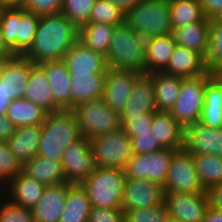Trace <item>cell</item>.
Segmentation results:
<instances>
[{
  "instance_id": "6da1fadb",
  "label": "cell",
  "mask_w": 222,
  "mask_h": 222,
  "mask_svg": "<svg viewBox=\"0 0 222 222\" xmlns=\"http://www.w3.org/2000/svg\"><path fill=\"white\" fill-rule=\"evenodd\" d=\"M79 35L80 29L63 14L41 15L34 41L23 56L33 64L63 60Z\"/></svg>"
},
{
  "instance_id": "7a4b0ae2",
  "label": "cell",
  "mask_w": 222,
  "mask_h": 222,
  "mask_svg": "<svg viewBox=\"0 0 222 222\" xmlns=\"http://www.w3.org/2000/svg\"><path fill=\"white\" fill-rule=\"evenodd\" d=\"M42 135L37 154L61 161L64 149L82 135L72 110H61L46 115L41 124Z\"/></svg>"
},
{
  "instance_id": "3957f363",
  "label": "cell",
  "mask_w": 222,
  "mask_h": 222,
  "mask_svg": "<svg viewBox=\"0 0 222 222\" xmlns=\"http://www.w3.org/2000/svg\"><path fill=\"white\" fill-rule=\"evenodd\" d=\"M145 44L146 38L125 23L115 26L105 56L107 67L145 74Z\"/></svg>"
},
{
  "instance_id": "277c9868",
  "label": "cell",
  "mask_w": 222,
  "mask_h": 222,
  "mask_svg": "<svg viewBox=\"0 0 222 222\" xmlns=\"http://www.w3.org/2000/svg\"><path fill=\"white\" fill-rule=\"evenodd\" d=\"M40 16L23 7H0V32L14 55L23 56L31 47Z\"/></svg>"
},
{
  "instance_id": "5b68a950",
  "label": "cell",
  "mask_w": 222,
  "mask_h": 222,
  "mask_svg": "<svg viewBox=\"0 0 222 222\" xmlns=\"http://www.w3.org/2000/svg\"><path fill=\"white\" fill-rule=\"evenodd\" d=\"M125 181L124 168L97 167L79 184L86 191L91 207L121 208Z\"/></svg>"
},
{
  "instance_id": "8992f818",
  "label": "cell",
  "mask_w": 222,
  "mask_h": 222,
  "mask_svg": "<svg viewBox=\"0 0 222 222\" xmlns=\"http://www.w3.org/2000/svg\"><path fill=\"white\" fill-rule=\"evenodd\" d=\"M124 23L145 38L172 33L169 0H143L125 13Z\"/></svg>"
},
{
  "instance_id": "52a82bcc",
  "label": "cell",
  "mask_w": 222,
  "mask_h": 222,
  "mask_svg": "<svg viewBox=\"0 0 222 222\" xmlns=\"http://www.w3.org/2000/svg\"><path fill=\"white\" fill-rule=\"evenodd\" d=\"M82 136L89 140L121 127L119 113L102 99L79 103L72 109Z\"/></svg>"
},
{
  "instance_id": "ba28073f",
  "label": "cell",
  "mask_w": 222,
  "mask_h": 222,
  "mask_svg": "<svg viewBox=\"0 0 222 222\" xmlns=\"http://www.w3.org/2000/svg\"><path fill=\"white\" fill-rule=\"evenodd\" d=\"M209 78L208 72L195 77L182 78L179 97L169 113L183 129L199 122L204 105L206 82Z\"/></svg>"
},
{
  "instance_id": "9c48e42d",
  "label": "cell",
  "mask_w": 222,
  "mask_h": 222,
  "mask_svg": "<svg viewBox=\"0 0 222 222\" xmlns=\"http://www.w3.org/2000/svg\"><path fill=\"white\" fill-rule=\"evenodd\" d=\"M90 146L96 167L124 168L133 155L131 138L122 127L91 138Z\"/></svg>"
},
{
  "instance_id": "30bf717a",
  "label": "cell",
  "mask_w": 222,
  "mask_h": 222,
  "mask_svg": "<svg viewBox=\"0 0 222 222\" xmlns=\"http://www.w3.org/2000/svg\"><path fill=\"white\" fill-rule=\"evenodd\" d=\"M163 191L164 194L205 191L194 167L192 154L184 148L175 150L172 154Z\"/></svg>"
},
{
  "instance_id": "8fae6325",
  "label": "cell",
  "mask_w": 222,
  "mask_h": 222,
  "mask_svg": "<svg viewBox=\"0 0 222 222\" xmlns=\"http://www.w3.org/2000/svg\"><path fill=\"white\" fill-rule=\"evenodd\" d=\"M175 150L163 148L147 154H133L124 167L126 179H148L164 186Z\"/></svg>"
},
{
  "instance_id": "7c38bea8",
  "label": "cell",
  "mask_w": 222,
  "mask_h": 222,
  "mask_svg": "<svg viewBox=\"0 0 222 222\" xmlns=\"http://www.w3.org/2000/svg\"><path fill=\"white\" fill-rule=\"evenodd\" d=\"M65 180L79 184L97 168L90 140L84 136L69 144L61 159Z\"/></svg>"
},
{
  "instance_id": "4fadbf2b",
  "label": "cell",
  "mask_w": 222,
  "mask_h": 222,
  "mask_svg": "<svg viewBox=\"0 0 222 222\" xmlns=\"http://www.w3.org/2000/svg\"><path fill=\"white\" fill-rule=\"evenodd\" d=\"M168 217L179 222H201L209 207L206 190L195 193L164 194Z\"/></svg>"
},
{
  "instance_id": "5bb4252c",
  "label": "cell",
  "mask_w": 222,
  "mask_h": 222,
  "mask_svg": "<svg viewBox=\"0 0 222 222\" xmlns=\"http://www.w3.org/2000/svg\"><path fill=\"white\" fill-rule=\"evenodd\" d=\"M155 111L152 73L140 74L133 83L128 101L119 113L121 127L132 117L143 116L145 113H154Z\"/></svg>"
},
{
  "instance_id": "9a60e30c",
  "label": "cell",
  "mask_w": 222,
  "mask_h": 222,
  "mask_svg": "<svg viewBox=\"0 0 222 222\" xmlns=\"http://www.w3.org/2000/svg\"><path fill=\"white\" fill-rule=\"evenodd\" d=\"M164 202L163 187L148 179H126L122 206L123 210L151 208Z\"/></svg>"
},
{
  "instance_id": "2e32d148",
  "label": "cell",
  "mask_w": 222,
  "mask_h": 222,
  "mask_svg": "<svg viewBox=\"0 0 222 222\" xmlns=\"http://www.w3.org/2000/svg\"><path fill=\"white\" fill-rule=\"evenodd\" d=\"M139 75L133 71L107 68L102 100L113 111L120 113L128 101L133 83Z\"/></svg>"
},
{
  "instance_id": "e0dca14e",
  "label": "cell",
  "mask_w": 222,
  "mask_h": 222,
  "mask_svg": "<svg viewBox=\"0 0 222 222\" xmlns=\"http://www.w3.org/2000/svg\"><path fill=\"white\" fill-rule=\"evenodd\" d=\"M72 182L47 186L39 201L31 208L34 222H59Z\"/></svg>"
},
{
  "instance_id": "ac0fdd59",
  "label": "cell",
  "mask_w": 222,
  "mask_h": 222,
  "mask_svg": "<svg viewBox=\"0 0 222 222\" xmlns=\"http://www.w3.org/2000/svg\"><path fill=\"white\" fill-rule=\"evenodd\" d=\"M30 71L31 61L21 55L0 62V81L12 99L23 98Z\"/></svg>"
},
{
  "instance_id": "d6986e66",
  "label": "cell",
  "mask_w": 222,
  "mask_h": 222,
  "mask_svg": "<svg viewBox=\"0 0 222 222\" xmlns=\"http://www.w3.org/2000/svg\"><path fill=\"white\" fill-rule=\"evenodd\" d=\"M69 73L75 74H106L105 56L94 52L78 40L64 55L63 60Z\"/></svg>"
},
{
  "instance_id": "ffe728a7",
  "label": "cell",
  "mask_w": 222,
  "mask_h": 222,
  "mask_svg": "<svg viewBox=\"0 0 222 222\" xmlns=\"http://www.w3.org/2000/svg\"><path fill=\"white\" fill-rule=\"evenodd\" d=\"M182 78L206 74L208 67L205 58L198 52L175 45L167 67L162 71Z\"/></svg>"
},
{
  "instance_id": "44dd1931",
  "label": "cell",
  "mask_w": 222,
  "mask_h": 222,
  "mask_svg": "<svg viewBox=\"0 0 222 222\" xmlns=\"http://www.w3.org/2000/svg\"><path fill=\"white\" fill-rule=\"evenodd\" d=\"M50 83L55 103L62 110H72L70 73L66 64L60 61H44L38 64Z\"/></svg>"
},
{
  "instance_id": "7402d4cb",
  "label": "cell",
  "mask_w": 222,
  "mask_h": 222,
  "mask_svg": "<svg viewBox=\"0 0 222 222\" xmlns=\"http://www.w3.org/2000/svg\"><path fill=\"white\" fill-rule=\"evenodd\" d=\"M23 98L39 105L48 114L62 110L55 103V98L44 70L38 64H33L32 62Z\"/></svg>"
},
{
  "instance_id": "603a6c76",
  "label": "cell",
  "mask_w": 222,
  "mask_h": 222,
  "mask_svg": "<svg viewBox=\"0 0 222 222\" xmlns=\"http://www.w3.org/2000/svg\"><path fill=\"white\" fill-rule=\"evenodd\" d=\"M46 187L21 171L4 186V189L9 200L31 209L39 201Z\"/></svg>"
},
{
  "instance_id": "cb8c5ba5",
  "label": "cell",
  "mask_w": 222,
  "mask_h": 222,
  "mask_svg": "<svg viewBox=\"0 0 222 222\" xmlns=\"http://www.w3.org/2000/svg\"><path fill=\"white\" fill-rule=\"evenodd\" d=\"M210 20L206 18L203 21L174 28L172 35L176 45L194 50L206 58L209 50Z\"/></svg>"
},
{
  "instance_id": "d4e9b609",
  "label": "cell",
  "mask_w": 222,
  "mask_h": 222,
  "mask_svg": "<svg viewBox=\"0 0 222 222\" xmlns=\"http://www.w3.org/2000/svg\"><path fill=\"white\" fill-rule=\"evenodd\" d=\"M151 133L163 148H183L184 129L175 121L169 111H155Z\"/></svg>"
},
{
  "instance_id": "484cf974",
  "label": "cell",
  "mask_w": 222,
  "mask_h": 222,
  "mask_svg": "<svg viewBox=\"0 0 222 222\" xmlns=\"http://www.w3.org/2000/svg\"><path fill=\"white\" fill-rule=\"evenodd\" d=\"M42 135L41 125L17 127L7 141L16 160L23 166L36 156Z\"/></svg>"
},
{
  "instance_id": "4316f807",
  "label": "cell",
  "mask_w": 222,
  "mask_h": 222,
  "mask_svg": "<svg viewBox=\"0 0 222 222\" xmlns=\"http://www.w3.org/2000/svg\"><path fill=\"white\" fill-rule=\"evenodd\" d=\"M106 74L70 73L72 109L82 102L102 99Z\"/></svg>"
},
{
  "instance_id": "83f0119b",
  "label": "cell",
  "mask_w": 222,
  "mask_h": 222,
  "mask_svg": "<svg viewBox=\"0 0 222 222\" xmlns=\"http://www.w3.org/2000/svg\"><path fill=\"white\" fill-rule=\"evenodd\" d=\"M183 148L192 155H216V129L200 122L185 127Z\"/></svg>"
},
{
  "instance_id": "f1b7e54d",
  "label": "cell",
  "mask_w": 222,
  "mask_h": 222,
  "mask_svg": "<svg viewBox=\"0 0 222 222\" xmlns=\"http://www.w3.org/2000/svg\"><path fill=\"white\" fill-rule=\"evenodd\" d=\"M175 45L176 43L172 33L164 36L146 38L145 73L162 72L168 65Z\"/></svg>"
},
{
  "instance_id": "f546056e",
  "label": "cell",
  "mask_w": 222,
  "mask_h": 222,
  "mask_svg": "<svg viewBox=\"0 0 222 222\" xmlns=\"http://www.w3.org/2000/svg\"><path fill=\"white\" fill-rule=\"evenodd\" d=\"M22 171L46 186L67 182L62 162L59 160H52L36 155L22 166Z\"/></svg>"
},
{
  "instance_id": "4dcf8cb0",
  "label": "cell",
  "mask_w": 222,
  "mask_h": 222,
  "mask_svg": "<svg viewBox=\"0 0 222 222\" xmlns=\"http://www.w3.org/2000/svg\"><path fill=\"white\" fill-rule=\"evenodd\" d=\"M181 85L182 77L164 72L152 73V86L157 111H170L179 97Z\"/></svg>"
},
{
  "instance_id": "1f68e13d",
  "label": "cell",
  "mask_w": 222,
  "mask_h": 222,
  "mask_svg": "<svg viewBox=\"0 0 222 222\" xmlns=\"http://www.w3.org/2000/svg\"><path fill=\"white\" fill-rule=\"evenodd\" d=\"M91 208L86 191L80 184H73L68 189V196L59 222H88Z\"/></svg>"
},
{
  "instance_id": "d6a6232c",
  "label": "cell",
  "mask_w": 222,
  "mask_h": 222,
  "mask_svg": "<svg viewBox=\"0 0 222 222\" xmlns=\"http://www.w3.org/2000/svg\"><path fill=\"white\" fill-rule=\"evenodd\" d=\"M48 113L25 98L13 99L6 109L7 116L16 127L41 125Z\"/></svg>"
},
{
  "instance_id": "836d02e7",
  "label": "cell",
  "mask_w": 222,
  "mask_h": 222,
  "mask_svg": "<svg viewBox=\"0 0 222 222\" xmlns=\"http://www.w3.org/2000/svg\"><path fill=\"white\" fill-rule=\"evenodd\" d=\"M204 105L199 122L205 126L217 129L222 127V88L210 78L204 91Z\"/></svg>"
},
{
  "instance_id": "e575fe53",
  "label": "cell",
  "mask_w": 222,
  "mask_h": 222,
  "mask_svg": "<svg viewBox=\"0 0 222 222\" xmlns=\"http://www.w3.org/2000/svg\"><path fill=\"white\" fill-rule=\"evenodd\" d=\"M114 28L111 24L86 23L80 28L79 40L94 52L106 56Z\"/></svg>"
},
{
  "instance_id": "d590c367",
  "label": "cell",
  "mask_w": 222,
  "mask_h": 222,
  "mask_svg": "<svg viewBox=\"0 0 222 222\" xmlns=\"http://www.w3.org/2000/svg\"><path fill=\"white\" fill-rule=\"evenodd\" d=\"M169 11L172 30L207 18L199 0H169Z\"/></svg>"
},
{
  "instance_id": "8d00e7d4",
  "label": "cell",
  "mask_w": 222,
  "mask_h": 222,
  "mask_svg": "<svg viewBox=\"0 0 222 222\" xmlns=\"http://www.w3.org/2000/svg\"><path fill=\"white\" fill-rule=\"evenodd\" d=\"M199 180L207 190L222 183V158L217 155H192Z\"/></svg>"
},
{
  "instance_id": "74e56055",
  "label": "cell",
  "mask_w": 222,
  "mask_h": 222,
  "mask_svg": "<svg viewBox=\"0 0 222 222\" xmlns=\"http://www.w3.org/2000/svg\"><path fill=\"white\" fill-rule=\"evenodd\" d=\"M125 13L109 0H96L88 23H103L119 26L124 24Z\"/></svg>"
},
{
  "instance_id": "f35d334b",
  "label": "cell",
  "mask_w": 222,
  "mask_h": 222,
  "mask_svg": "<svg viewBox=\"0 0 222 222\" xmlns=\"http://www.w3.org/2000/svg\"><path fill=\"white\" fill-rule=\"evenodd\" d=\"M96 0H63L61 14L79 29L89 21Z\"/></svg>"
},
{
  "instance_id": "ab89813d",
  "label": "cell",
  "mask_w": 222,
  "mask_h": 222,
  "mask_svg": "<svg viewBox=\"0 0 222 222\" xmlns=\"http://www.w3.org/2000/svg\"><path fill=\"white\" fill-rule=\"evenodd\" d=\"M124 211V222H166L168 212L163 202L151 208H141Z\"/></svg>"
},
{
  "instance_id": "60d3db41",
  "label": "cell",
  "mask_w": 222,
  "mask_h": 222,
  "mask_svg": "<svg viewBox=\"0 0 222 222\" xmlns=\"http://www.w3.org/2000/svg\"><path fill=\"white\" fill-rule=\"evenodd\" d=\"M22 171L7 141H0V182L5 186Z\"/></svg>"
},
{
  "instance_id": "b9f144b4",
  "label": "cell",
  "mask_w": 222,
  "mask_h": 222,
  "mask_svg": "<svg viewBox=\"0 0 222 222\" xmlns=\"http://www.w3.org/2000/svg\"><path fill=\"white\" fill-rule=\"evenodd\" d=\"M0 222H34V218L31 209L4 196L0 201Z\"/></svg>"
},
{
  "instance_id": "7bdbcfd3",
  "label": "cell",
  "mask_w": 222,
  "mask_h": 222,
  "mask_svg": "<svg viewBox=\"0 0 222 222\" xmlns=\"http://www.w3.org/2000/svg\"><path fill=\"white\" fill-rule=\"evenodd\" d=\"M207 67L222 64V25L210 20L209 50L205 58Z\"/></svg>"
},
{
  "instance_id": "ee69618b",
  "label": "cell",
  "mask_w": 222,
  "mask_h": 222,
  "mask_svg": "<svg viewBox=\"0 0 222 222\" xmlns=\"http://www.w3.org/2000/svg\"><path fill=\"white\" fill-rule=\"evenodd\" d=\"M131 146L133 154H147L163 149L152 133H138L131 138Z\"/></svg>"
},
{
  "instance_id": "f6af8a7d",
  "label": "cell",
  "mask_w": 222,
  "mask_h": 222,
  "mask_svg": "<svg viewBox=\"0 0 222 222\" xmlns=\"http://www.w3.org/2000/svg\"><path fill=\"white\" fill-rule=\"evenodd\" d=\"M62 4L63 0H26L22 7L27 11L41 16L59 14Z\"/></svg>"
},
{
  "instance_id": "bcb514c9",
  "label": "cell",
  "mask_w": 222,
  "mask_h": 222,
  "mask_svg": "<svg viewBox=\"0 0 222 222\" xmlns=\"http://www.w3.org/2000/svg\"><path fill=\"white\" fill-rule=\"evenodd\" d=\"M154 113H145L143 116L132 117L122 128L130 138L138 133H151Z\"/></svg>"
},
{
  "instance_id": "7dc6e473",
  "label": "cell",
  "mask_w": 222,
  "mask_h": 222,
  "mask_svg": "<svg viewBox=\"0 0 222 222\" xmlns=\"http://www.w3.org/2000/svg\"><path fill=\"white\" fill-rule=\"evenodd\" d=\"M88 222H124L122 208L92 207Z\"/></svg>"
},
{
  "instance_id": "c3c4849f",
  "label": "cell",
  "mask_w": 222,
  "mask_h": 222,
  "mask_svg": "<svg viewBox=\"0 0 222 222\" xmlns=\"http://www.w3.org/2000/svg\"><path fill=\"white\" fill-rule=\"evenodd\" d=\"M206 193L209 207L222 211V183L211 186Z\"/></svg>"
},
{
  "instance_id": "681fc988",
  "label": "cell",
  "mask_w": 222,
  "mask_h": 222,
  "mask_svg": "<svg viewBox=\"0 0 222 222\" xmlns=\"http://www.w3.org/2000/svg\"><path fill=\"white\" fill-rule=\"evenodd\" d=\"M204 14L209 19H214L222 12V0H199Z\"/></svg>"
},
{
  "instance_id": "f907efd6",
  "label": "cell",
  "mask_w": 222,
  "mask_h": 222,
  "mask_svg": "<svg viewBox=\"0 0 222 222\" xmlns=\"http://www.w3.org/2000/svg\"><path fill=\"white\" fill-rule=\"evenodd\" d=\"M14 123L5 115H0V141H8L16 130Z\"/></svg>"
},
{
  "instance_id": "816d5d0a",
  "label": "cell",
  "mask_w": 222,
  "mask_h": 222,
  "mask_svg": "<svg viewBox=\"0 0 222 222\" xmlns=\"http://www.w3.org/2000/svg\"><path fill=\"white\" fill-rule=\"evenodd\" d=\"M208 73L210 75V79L222 88V64L209 66Z\"/></svg>"
},
{
  "instance_id": "f5cc1de1",
  "label": "cell",
  "mask_w": 222,
  "mask_h": 222,
  "mask_svg": "<svg viewBox=\"0 0 222 222\" xmlns=\"http://www.w3.org/2000/svg\"><path fill=\"white\" fill-rule=\"evenodd\" d=\"M13 99L6 93V89L4 88V84H1L0 81V115H5L6 109L9 106V103Z\"/></svg>"
},
{
  "instance_id": "db71d44e",
  "label": "cell",
  "mask_w": 222,
  "mask_h": 222,
  "mask_svg": "<svg viewBox=\"0 0 222 222\" xmlns=\"http://www.w3.org/2000/svg\"><path fill=\"white\" fill-rule=\"evenodd\" d=\"M115 5H117L124 13L130 11L137 4L142 2L143 0H109Z\"/></svg>"
},
{
  "instance_id": "11a10c76",
  "label": "cell",
  "mask_w": 222,
  "mask_h": 222,
  "mask_svg": "<svg viewBox=\"0 0 222 222\" xmlns=\"http://www.w3.org/2000/svg\"><path fill=\"white\" fill-rule=\"evenodd\" d=\"M201 222H222V211L208 207Z\"/></svg>"
},
{
  "instance_id": "9f6ffc18",
  "label": "cell",
  "mask_w": 222,
  "mask_h": 222,
  "mask_svg": "<svg viewBox=\"0 0 222 222\" xmlns=\"http://www.w3.org/2000/svg\"><path fill=\"white\" fill-rule=\"evenodd\" d=\"M13 56H14V54L4 44L2 36H1V32H0V62L10 59Z\"/></svg>"
},
{
  "instance_id": "6f0895ef",
  "label": "cell",
  "mask_w": 222,
  "mask_h": 222,
  "mask_svg": "<svg viewBox=\"0 0 222 222\" xmlns=\"http://www.w3.org/2000/svg\"><path fill=\"white\" fill-rule=\"evenodd\" d=\"M26 0H0V7H22Z\"/></svg>"
},
{
  "instance_id": "680465c9",
  "label": "cell",
  "mask_w": 222,
  "mask_h": 222,
  "mask_svg": "<svg viewBox=\"0 0 222 222\" xmlns=\"http://www.w3.org/2000/svg\"><path fill=\"white\" fill-rule=\"evenodd\" d=\"M216 155L222 158V127L216 129Z\"/></svg>"
},
{
  "instance_id": "91938a15",
  "label": "cell",
  "mask_w": 222,
  "mask_h": 222,
  "mask_svg": "<svg viewBox=\"0 0 222 222\" xmlns=\"http://www.w3.org/2000/svg\"><path fill=\"white\" fill-rule=\"evenodd\" d=\"M5 196L4 185L0 182V201Z\"/></svg>"
},
{
  "instance_id": "94428289",
  "label": "cell",
  "mask_w": 222,
  "mask_h": 222,
  "mask_svg": "<svg viewBox=\"0 0 222 222\" xmlns=\"http://www.w3.org/2000/svg\"><path fill=\"white\" fill-rule=\"evenodd\" d=\"M220 25H222V12L220 14H218L215 18H214Z\"/></svg>"
},
{
  "instance_id": "6125c7cd",
  "label": "cell",
  "mask_w": 222,
  "mask_h": 222,
  "mask_svg": "<svg viewBox=\"0 0 222 222\" xmlns=\"http://www.w3.org/2000/svg\"><path fill=\"white\" fill-rule=\"evenodd\" d=\"M166 222H179L177 219L168 217V219L166 220Z\"/></svg>"
}]
</instances>
